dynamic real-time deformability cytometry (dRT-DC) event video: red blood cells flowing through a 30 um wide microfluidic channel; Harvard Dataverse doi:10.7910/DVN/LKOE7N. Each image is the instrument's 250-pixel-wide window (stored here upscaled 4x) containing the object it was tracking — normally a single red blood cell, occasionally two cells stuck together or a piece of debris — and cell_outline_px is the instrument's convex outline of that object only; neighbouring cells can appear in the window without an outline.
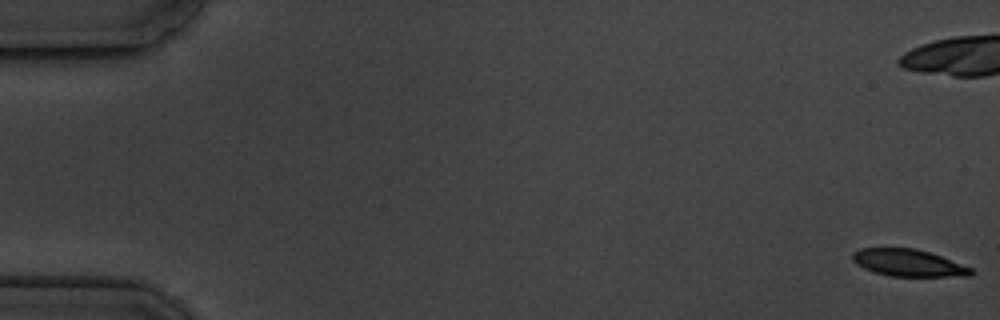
{"species": "common noctule bat (a hibernating species)", "species_latin": "Nyctalus noctula", "temperature_condition": "cold", "stored_images_in_passage": 8, "camera_frame_rate_fps": 3000, "um_per_image_px": 0.085, "animal": {"sex": "male", "body_mass_g": 19.5, "forearm_length_mm": 54.6}, "frame": {"image": 1, "passage_image": 1, "time_ms": 0.0, "image_size_px": [1000, 320], "cell_outline_px": [[972, 276], [892, 276], [876, 272], [864, 268], [856, 264], [852, 260], [852, 252], [860, 248], [916, 248], [940, 256], [972, 268]], "centroid_in_image_um": [77.18, 22.33], "position_along_channel_um": 7.8, "area_um2": 18.5}}